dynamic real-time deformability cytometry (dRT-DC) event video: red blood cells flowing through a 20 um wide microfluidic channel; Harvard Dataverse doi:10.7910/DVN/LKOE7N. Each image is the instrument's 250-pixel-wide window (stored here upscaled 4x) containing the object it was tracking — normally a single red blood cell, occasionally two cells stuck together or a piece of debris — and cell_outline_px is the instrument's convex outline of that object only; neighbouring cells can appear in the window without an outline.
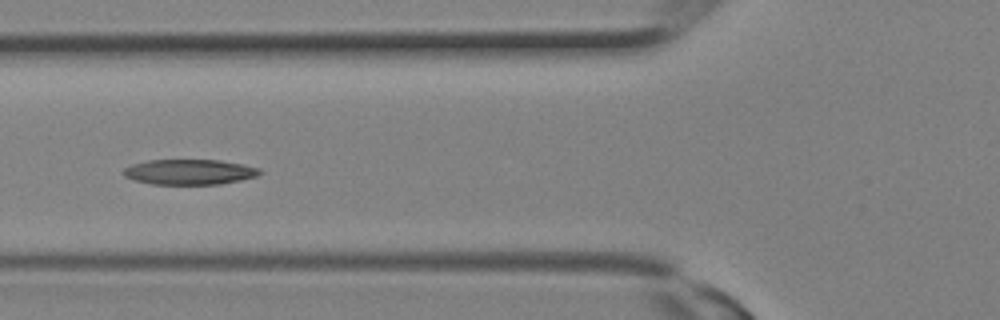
{"species": "Egyptian fruit bat (a non-hibernating species)", "species_latin": "Rousettus aegyptiacus", "temperature_condition": "room temperature", "stored_images_in_passage": 13, "camera_frame_rate_fps": 3000, "um_per_image_px": 0.085, "animal": {"sex": "female"}, "frame": {"image": 1, "passage_image": 10, "time_ms": 3.0, "image_size_px": [1000, 320], "cell_outline_px": [[260, 172], [256, 176], [240, 180], [220, 184], [152, 184], [132, 180], [124, 176], [120, 172], [124, 168], [132, 164], [148, 160], [220, 160], [244, 164], [260, 168]], "centroid_in_image_um": [16.05, 14.61], "position_along_channel_um": 109.7, "area_um2": 20.17}}
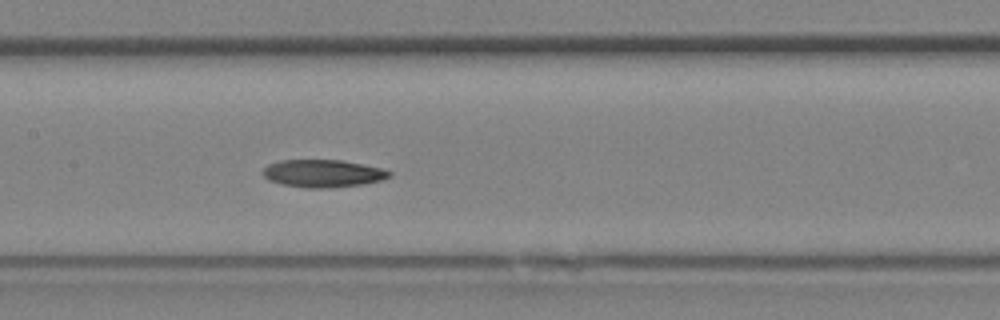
{"frame": {"image": 2, "passage_image": 13, "time_ms": 4.0, "image_size_px": [1000, 320], "cell_outline_px": [[392, 176], [380, 180], [364, 184], [324, 188], [304, 188], [280, 184], [268, 180], [260, 172], [268, 164], [280, 160], [340, 160], [380, 168], [392, 172]], "centroid_in_image_um": [27.39, 14.75], "position_along_channel_um": 180.0, "area_um2": 20.35}}